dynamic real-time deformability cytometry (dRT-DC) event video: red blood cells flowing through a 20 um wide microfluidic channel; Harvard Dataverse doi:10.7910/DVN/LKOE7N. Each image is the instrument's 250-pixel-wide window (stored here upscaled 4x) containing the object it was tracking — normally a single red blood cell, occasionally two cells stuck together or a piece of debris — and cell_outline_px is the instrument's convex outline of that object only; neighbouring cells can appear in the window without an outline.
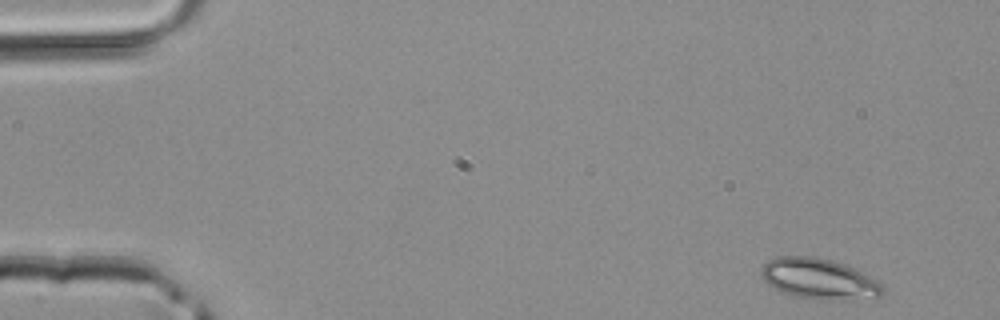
{"species": "common noctule bat (a hibernating species)", "species_latin": "Nyctalus noctula", "temperature_condition": "room temperature", "stored_images_in_passage": 3, "camera_frame_rate_fps": 3000, "um_per_image_px": 0.085, "animal": {"sex": "male", "body_mass_g": 20.4}, "frame": {"image": 1, "passage_image": 1, "time_ms": 0.0, "image_size_px": [1000, 320], "cell_outline_px": [[884, 292], [880, 296], [844, 300], [820, 300], [796, 296], [784, 292], [768, 284], [760, 276], [760, 268], [768, 260], [776, 256], [812, 256], [832, 260], [844, 264], [872, 276], [880, 280], [884, 288]], "centroid_in_image_um": [69.63, 23.69], "position_along_channel_um": 15.4, "area_um2": 29.02}}